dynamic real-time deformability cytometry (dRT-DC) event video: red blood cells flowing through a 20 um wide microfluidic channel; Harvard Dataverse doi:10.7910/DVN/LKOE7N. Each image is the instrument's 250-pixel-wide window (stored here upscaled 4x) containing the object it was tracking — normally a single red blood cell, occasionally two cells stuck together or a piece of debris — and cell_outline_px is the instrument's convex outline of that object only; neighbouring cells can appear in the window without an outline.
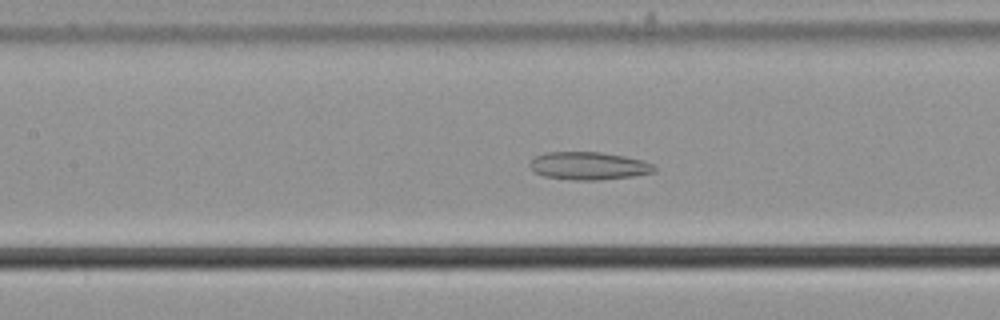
{"species": "common noctule bat (a hibernating species)", "species_latin": "Nyctalus noctula", "temperature_condition": "cold", "stored_images_in_passage": 56, "camera_frame_rate_fps": 3000, "um_per_image_px": 0.085, "animal": {"sex": "male", "body_mass_g": 21.5, "forearm_length_mm": 52.0}, "frame": {"image": 1, "passage_image": 26, "time_ms": 8.333, "image_size_px": [1000, 320], "cell_outline_px": [[656, 172], [632, 176], [596, 180], [576, 180], [544, 176], [536, 172], [528, 164], [536, 156], [544, 152], [600, 152], [624, 156], [640, 160], [652, 164], [656, 168]], "centroid_in_image_um": [50.03, 14.09], "position_along_channel_um": 157.4, "area_um2": 19.94}}
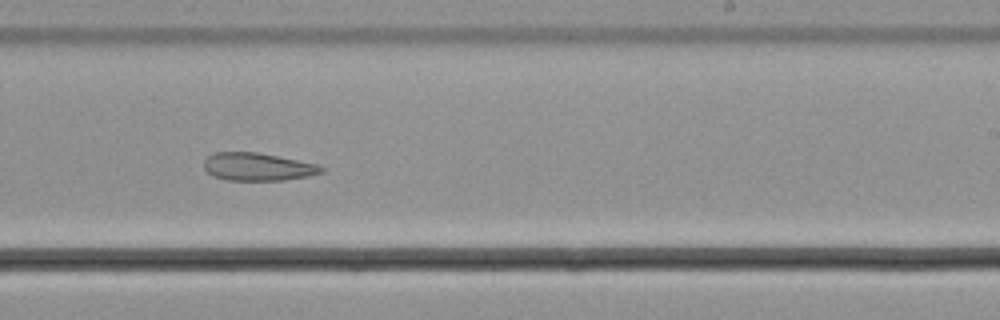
{"frame": {"image": 2, "passage_image": 35, "time_ms": 11.333, "image_size_px": [1000, 320], "cell_outline_px": [[324, 172], [308, 176], [284, 180], [228, 180], [212, 176], [204, 168], [204, 160], [208, 156], [216, 152], [256, 152], [316, 164], [324, 168]], "centroid_in_image_um": [21.88, 14.18], "position_along_channel_um": 267.1, "area_um2": 18.84}}
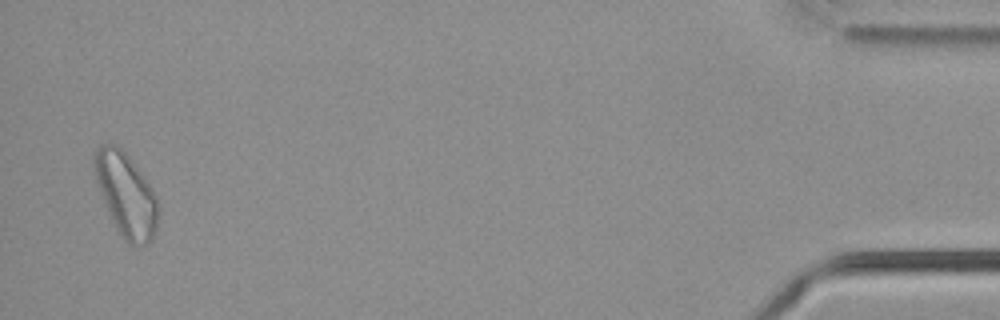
{"frame": {"image": 3, "passage_image": 55, "time_ms": 18.0, "image_size_px": [1000, 320], "cell_outline_px": [[160, 212], [156, 228], [152, 240], [148, 244], [128, 244], [120, 236], [112, 220], [100, 192], [96, 180], [92, 164], [92, 156], [96, 148], [100, 144], [116, 144], [128, 156], [144, 176], [160, 208]], "centroid_in_image_um": [10.69, 16.54], "position_along_channel_um": 424.5, "area_um2": 30.98}}